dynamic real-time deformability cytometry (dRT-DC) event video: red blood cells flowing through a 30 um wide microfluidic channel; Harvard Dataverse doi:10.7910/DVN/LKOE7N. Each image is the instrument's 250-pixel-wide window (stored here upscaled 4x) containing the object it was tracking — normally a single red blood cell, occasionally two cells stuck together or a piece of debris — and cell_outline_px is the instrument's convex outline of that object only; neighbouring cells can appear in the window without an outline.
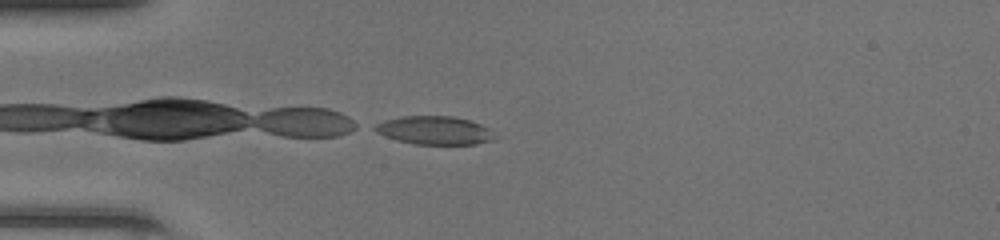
{"species": "common noctule bat (a hibernating species)", "species_latin": "Nyctalus noctula", "temperature_condition": "room temperature", "stored_images_in_passage": 13, "camera_frame_rate_fps": 3000, "um_per_image_px": 0.085, "animal": {"sex": "female", "body_mass_g": 20.0, "forearm_length_mm": 54.0}, "frame": {"image": 1, "passage_image": 13, "time_ms": 4.0, "image_size_px": [1000, 240], "cell_outline_px": [[496, 136], [492, 140], [476, 144], [412, 144], [396, 140], [376, 132], [368, 128], [384, 120], [400, 116], [452, 116], [468, 120], [480, 124], [488, 128]], "centroid_in_image_um": [36.87, 11.08], "position_along_channel_um": 48.1, "area_um2": 19.88}}